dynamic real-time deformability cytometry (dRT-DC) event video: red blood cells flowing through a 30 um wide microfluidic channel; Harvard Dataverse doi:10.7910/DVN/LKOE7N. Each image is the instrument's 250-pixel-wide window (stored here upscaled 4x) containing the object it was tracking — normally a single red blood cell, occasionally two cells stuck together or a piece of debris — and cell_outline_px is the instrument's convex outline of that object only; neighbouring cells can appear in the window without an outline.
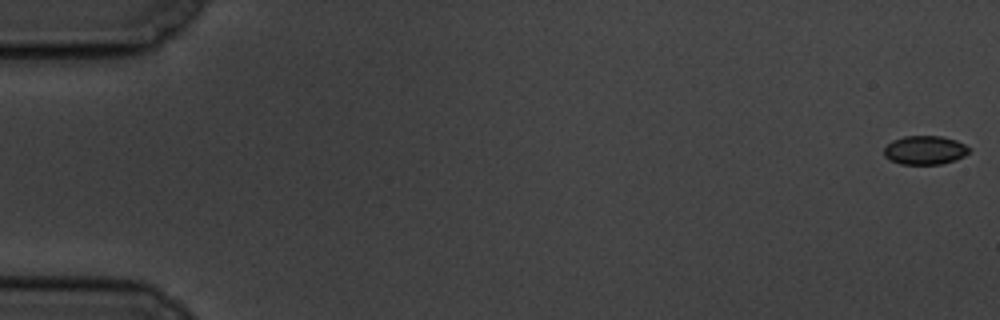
{"species": "common noctule bat (a hibernating species)", "species_latin": "Nyctalus noctula", "temperature_condition": "cold", "stored_images_in_passage": 59, "camera_frame_rate_fps": 3000, "um_per_image_px": 0.085, "animal": {"sex": "male", "body_mass_g": 19.5, "forearm_length_mm": 54.6}, "frame": {"image": 1, "passage_image": 1, "time_ms": 0.0, "image_size_px": [1000, 320], "cell_outline_px": [[972, 148], [964, 156], [956, 160], [940, 164], [900, 164], [888, 160], [884, 156], [884, 148], [892, 140], [904, 136], [940, 136], [956, 140]], "centroid_in_image_um": [78.61, 12.76], "position_along_channel_um": 6.4, "area_um2": 14.39}}
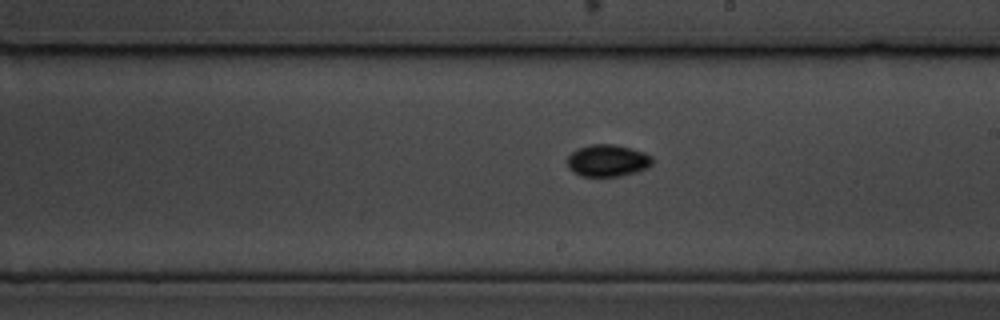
{"frame": {"image": 2, "passage_image": 34, "time_ms": 11.0, "image_size_px": [1000, 320], "cell_outline_px": [[652, 164], [648, 168], [636, 172], [620, 176], [580, 176], [572, 172], [568, 168], [568, 156], [572, 152], [580, 148], [592, 144], [616, 144], [644, 152], [652, 156]], "centroid_in_image_um": [51.66, 13.65], "position_along_channel_um": 237.3, "area_um2": 15.9}}
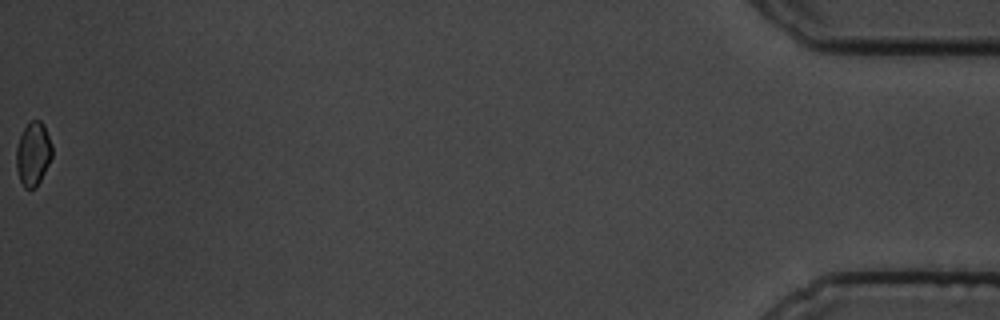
{"frame": {"image": 3, "passage_image": 59, "time_ms": 19.333, "image_size_px": [1000, 320], "cell_outline_px": [[52, 156], [36, 188], [24, 188], [20, 180], [16, 168], [16, 148], [20, 136], [24, 128], [32, 120], [40, 120], [44, 124], [52, 144]], "centroid_in_image_um": [2.81, 13.07], "position_along_channel_um": 432.4, "area_um2": 13.24}, "authors_computed_cell_mechanics": {"area_um2": 14.5656, "velocity_mm_per_s": 3.4803, "shape_relaxation_time_tau1_ms": null, "shape_relaxation_time_tau2_ms": 1.96, "deformation_change_tau1": null, "deformation_change_tau2": 0.0291}}